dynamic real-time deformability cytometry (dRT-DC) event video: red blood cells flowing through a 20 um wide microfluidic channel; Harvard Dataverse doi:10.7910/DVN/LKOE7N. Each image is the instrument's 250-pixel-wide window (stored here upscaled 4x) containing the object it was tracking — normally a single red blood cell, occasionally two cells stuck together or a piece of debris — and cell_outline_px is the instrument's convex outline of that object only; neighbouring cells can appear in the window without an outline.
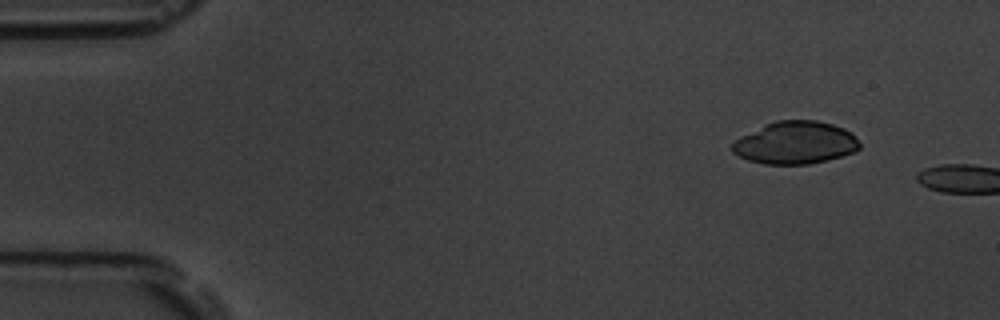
{"species": "common noctule bat (a hibernating species)", "species_latin": "Nyctalus noctula", "temperature_condition": "room temperature", "stored_images_in_passage": 3, "camera_frame_rate_fps": 3000, "um_per_image_px": 0.085, "animal": {"sex": "male", "body_mass_g": 19.5, "forearm_length_mm": 54.6}, "frame": {"image": 1, "passage_image": 2, "time_ms": 1.333, "image_size_px": [1000, 320], "cell_outline_px": [[860, 148], [852, 152], [828, 160], [808, 164], [764, 164], [748, 160], [732, 152], [732, 144], [736, 140], [764, 124], [776, 120], [816, 120], [832, 124], [844, 128], [852, 132], [860, 144]], "centroid_in_image_um": [67.62, 12.13], "position_along_channel_um": 17.4, "area_um2": 31.44}}